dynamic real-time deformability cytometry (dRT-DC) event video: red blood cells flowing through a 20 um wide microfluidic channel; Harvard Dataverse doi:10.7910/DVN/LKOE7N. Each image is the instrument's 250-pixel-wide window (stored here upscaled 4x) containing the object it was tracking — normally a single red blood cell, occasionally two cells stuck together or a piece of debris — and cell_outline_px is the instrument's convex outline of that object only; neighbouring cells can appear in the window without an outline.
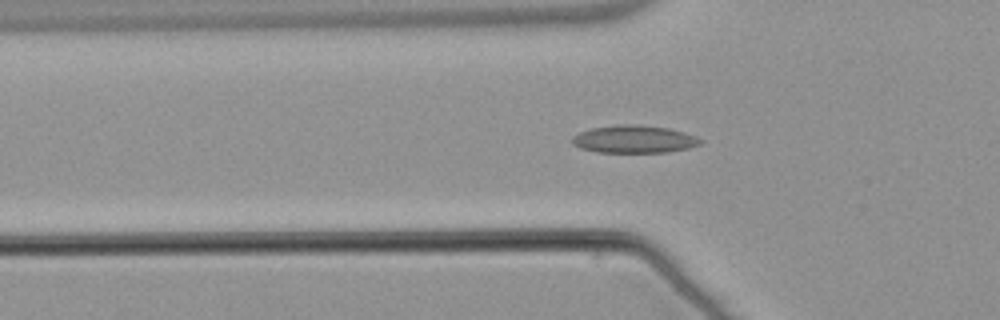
{"species": "common noctule bat (a hibernating species)", "species_latin": "Nyctalus noctula", "temperature_condition": "warm", "stored_images_in_passage": 56, "segment_of_instrument_passage": [1, 2], "camera_frame_rate_fps": 3000, "um_per_image_px": 0.085, "animal": {"sex": "male", "body_mass_g": 21.5, "forearm_length_mm": 52.0}, "frame": {"image": 1, "passage_image": 19, "time_ms": 6.0, "image_size_px": [1000, 320], "cell_outline_px": [[704, 140], [700, 144], [688, 148], [668, 152], [596, 152], [580, 148], [572, 144], [572, 136], [580, 132], [592, 128], [620, 124], [632, 124], [668, 128], [684, 132], [696, 136]], "centroid_in_image_um": [53.9, 11.83], "position_along_channel_um": 71.9, "area_um2": 20.63}}
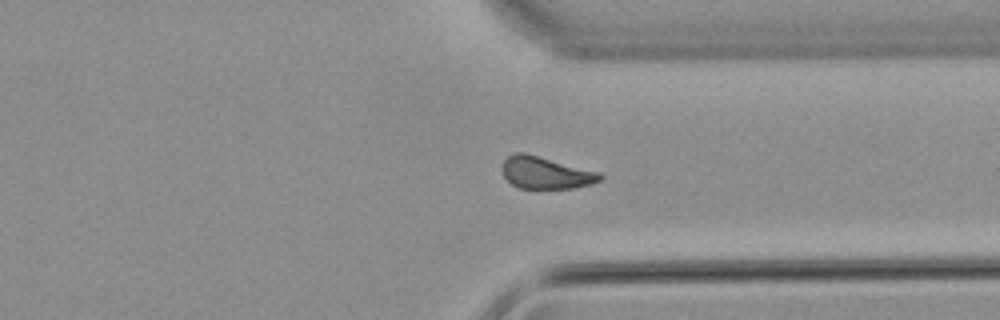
{"frame": {"image": 2, "passage_image": 42, "time_ms": 13.667, "image_size_px": [1000, 320], "cell_outline_px": [[604, 176], [600, 180], [592, 184], [572, 188], [520, 188], [512, 184], [504, 176], [500, 168], [504, 160], [508, 156], [516, 152], [524, 152], [600, 172]], "centroid_in_image_um": [46.38, 14.68], "position_along_channel_um": 365.0, "area_um2": 18.32}}
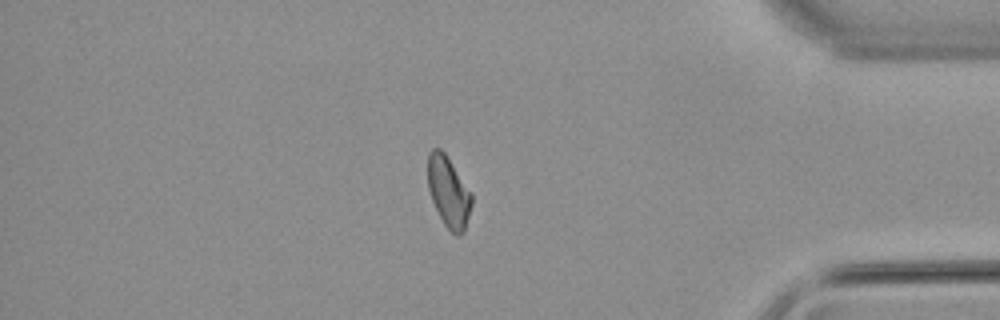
{"frame": {"image": 3, "passage_image": 47, "time_ms": 15.333, "image_size_px": [1000, 320], "cell_outline_px": [[472, 204], [464, 232], [460, 236], [456, 236], [444, 224], [432, 200], [428, 188], [428, 152], [432, 148], [440, 148], [444, 152], [472, 192]], "centroid_in_image_um": [38.14, 16.3], "position_along_channel_um": 397.1, "area_um2": 18.09}}